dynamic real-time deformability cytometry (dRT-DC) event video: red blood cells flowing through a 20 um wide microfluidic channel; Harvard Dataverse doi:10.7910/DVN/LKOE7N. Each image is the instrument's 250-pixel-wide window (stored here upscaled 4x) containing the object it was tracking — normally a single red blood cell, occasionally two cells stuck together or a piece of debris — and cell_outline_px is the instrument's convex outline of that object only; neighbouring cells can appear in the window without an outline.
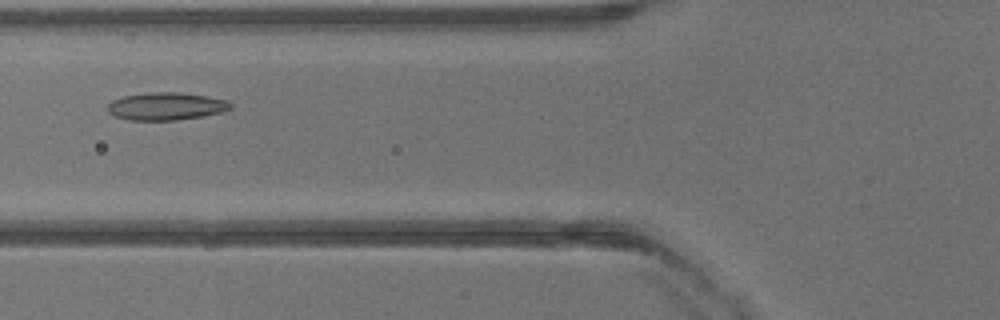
{"species": "common noctule bat (a hibernating species)", "species_latin": "Nyctalus noctula", "temperature_condition": "warm", "stored_images_in_passage": 33, "camera_frame_rate_fps": 3000, "um_per_image_px": 0.085, "animal": {"sex": "male", "body_mass_g": 13.3}, "frame": {"image": 1, "passage_image": 9, "time_ms": 2.667, "image_size_px": [1000, 320], "cell_outline_px": [[232, 108], [224, 112], [204, 116], [176, 120], [128, 120], [116, 116], [108, 112], [108, 104], [112, 100], [124, 96], [152, 92], [180, 92], [208, 96], [224, 100], [232, 104]], "centroid_in_image_um": [14.14, 9.03], "position_along_channel_um": 111.7, "area_um2": 19.83}}
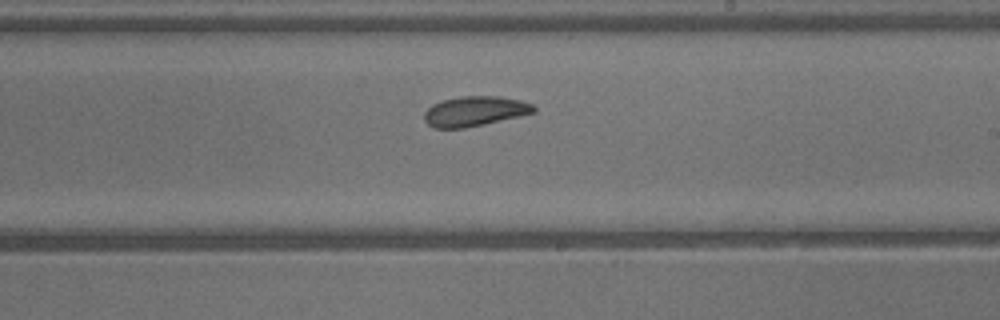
{"frame": {"image": 2, "passage_image": 17, "time_ms": 5.333, "image_size_px": [1000, 320], "cell_outline_px": [[536, 112], [520, 116], [464, 128], [432, 128], [424, 120], [424, 112], [432, 104], [444, 100], [460, 96], [500, 96], [520, 100], [532, 104], [536, 108]], "centroid_in_image_um": [40.35, 9.45], "position_along_channel_um": 248.7, "area_um2": 19.07}}
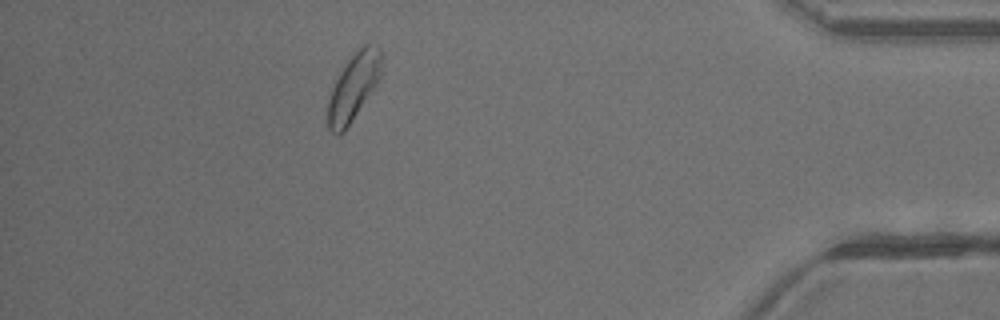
{"frame": {"image": 3, "passage_image": 29, "time_ms": 9.333, "image_size_px": [1000, 320], "cell_outline_px": [[384, 56], [380, 80], [344, 132], [340, 136], [336, 136], [328, 128], [328, 96], [332, 80], [344, 64], [364, 44], [368, 44], [380, 48]], "centroid_in_image_um": [30.04, 7.39], "position_along_channel_um": 405.2, "area_um2": 21.62}}